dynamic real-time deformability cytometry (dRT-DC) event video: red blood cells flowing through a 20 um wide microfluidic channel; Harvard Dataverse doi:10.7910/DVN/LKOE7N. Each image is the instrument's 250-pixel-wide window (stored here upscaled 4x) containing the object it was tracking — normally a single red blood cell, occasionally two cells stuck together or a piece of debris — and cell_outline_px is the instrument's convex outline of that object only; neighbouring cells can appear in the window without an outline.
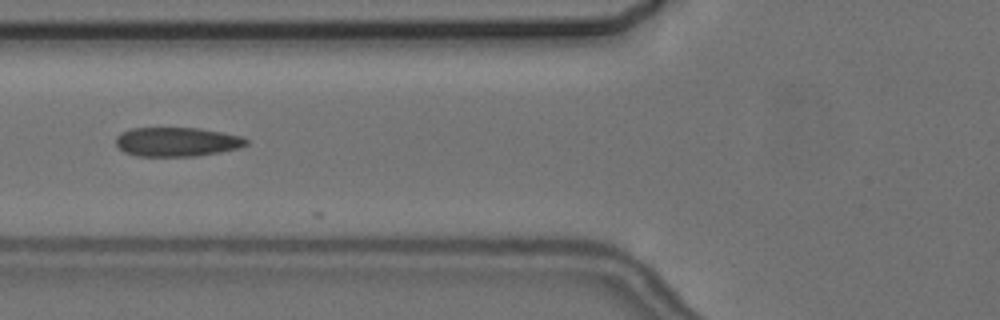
{"species": "common noctule bat (a hibernating species)", "species_latin": "Nyctalus noctula", "temperature_condition": "cold", "stored_images_in_passage": 3, "camera_frame_rate_fps": 3000, "um_per_image_px": 0.085, "animal": {"sex": "female", "body_mass_g": 24.6, "forearm_length_mm": 56.2}, "frame": {"image": 1, "passage_image": 2, "time_ms": 1.333, "image_size_px": [1000, 320], "cell_outline_px": [[248, 144], [240, 148], [220, 152], [196, 156], [136, 156], [124, 152], [116, 144], [116, 136], [120, 132], [132, 128], [200, 128], [240, 136], [248, 140]], "centroid_in_image_um": [15.02, 12.06], "position_along_channel_um": 110.8, "area_um2": 22.2}}